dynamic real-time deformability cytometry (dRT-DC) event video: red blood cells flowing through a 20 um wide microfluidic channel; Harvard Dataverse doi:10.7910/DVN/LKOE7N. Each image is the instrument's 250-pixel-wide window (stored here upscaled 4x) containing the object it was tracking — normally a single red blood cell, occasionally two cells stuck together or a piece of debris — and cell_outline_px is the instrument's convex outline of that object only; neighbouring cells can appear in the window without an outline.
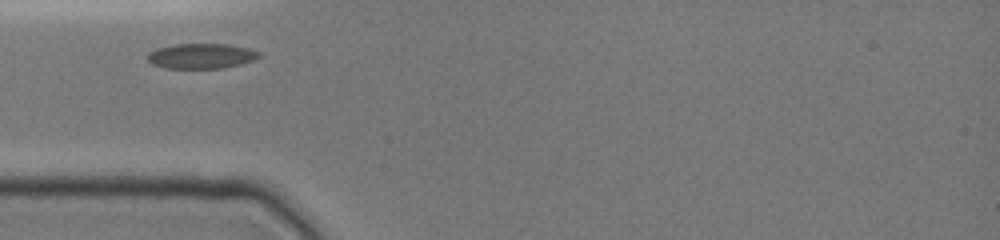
{"species": "common noctule bat (a hibernating species)", "species_latin": "Nyctalus noctula", "temperature_condition": "cold", "stored_images_in_passage": 16, "camera_frame_rate_fps": 3000, "um_per_image_px": 0.085, "animal": {"sex": "female", "body_mass_g": 19.0, "forearm_length_mm": 51.5}, "frame": {"image": 1, "passage_image": 1, "time_ms": 0.0, "image_size_px": [1000, 240], "cell_outline_px": [[260, 56], [252, 60], [240, 64], [224, 68], [164, 68], [152, 64], [148, 60], [148, 52], [156, 48], [176, 44], [228, 44], [248, 48], [260, 52]], "centroid_in_image_um": [17.09, 4.76], "position_along_channel_um": 67.9, "area_um2": 16.3}}
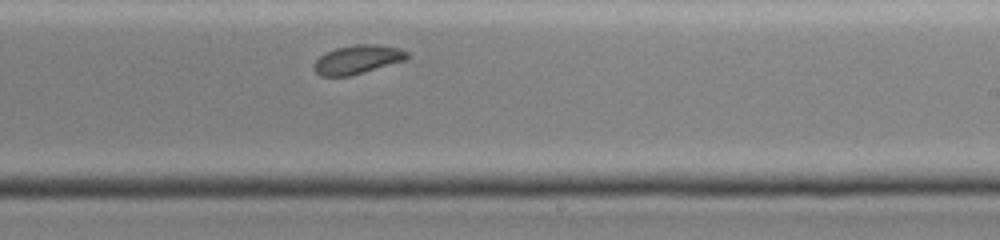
{"frame": {"image": 2, "passage_image": 10, "time_ms": 5.0, "image_size_px": [1000, 240], "cell_outline_px": [[408, 56], [404, 60], [348, 76], [320, 76], [312, 68], [312, 64], [324, 52], [336, 48], [356, 44], [376, 44], [400, 48], [408, 52]], "centroid_in_image_um": [30.33, 5.04], "position_along_channel_um": 258.7, "area_um2": 15.49}}
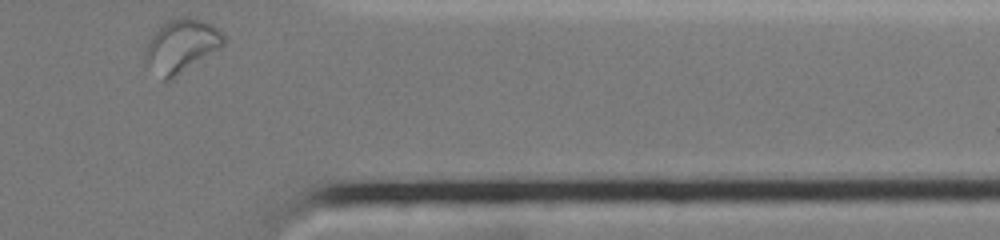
{"frame": {"image": 3, "passage_image": 16, "time_ms": 8.667, "image_size_px": [1000, 240], "cell_outline_px": [[224, 44], [220, 48], [172, 80], [164, 80], [144, 60], [144, 52], [148, 40], [156, 28], [160, 24], [168, 20], [180, 16], [188, 16], [204, 20], [212, 24], [224, 32]], "centroid_in_image_um": [15.42, 3.86], "position_along_channel_um": 396.0, "area_um2": 24.68}, "authors_computed_cell_mechanics": {"area_um2": 16.2129, "velocity_mm_per_s": 3.8218, "shape_relaxation_time_tau1_ms": 6.4031, "shape_relaxation_time_tau2_ms": 4.1589, "deformation_change_tau1": 0.0976, "deformation_change_tau2": 0.085}}